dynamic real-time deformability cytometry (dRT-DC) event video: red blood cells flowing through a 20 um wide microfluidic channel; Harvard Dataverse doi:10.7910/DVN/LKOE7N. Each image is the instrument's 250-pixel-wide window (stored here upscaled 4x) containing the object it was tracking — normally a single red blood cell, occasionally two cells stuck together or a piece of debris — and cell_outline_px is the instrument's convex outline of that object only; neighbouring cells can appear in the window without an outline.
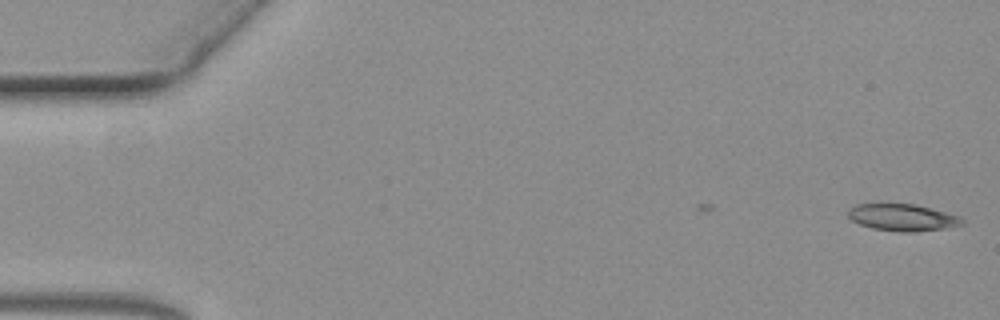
{"species": "common noctule bat (a hibernating species)", "species_latin": "Nyctalus noctula", "temperature_condition": "warm", "stored_images_in_passage": 52, "camera_frame_rate_fps": 3000, "um_per_image_px": 0.085, "animal": {"sex": "female", "body_mass_g": 19.3, "forearm_length_mm": 54.1}, "frame": {"image": 1, "passage_image": 1, "time_ms": 0.0, "image_size_px": [1000, 320], "cell_outline_px": [[964, 224], [944, 228], [916, 232], [900, 232], [872, 228], [860, 224], [852, 220], [848, 216], [848, 212], [856, 204], [880, 200], [916, 204], [960, 216], [964, 220]], "centroid_in_image_um": [76.67, 18.43], "position_along_channel_um": 8.3, "area_um2": 18.61}}
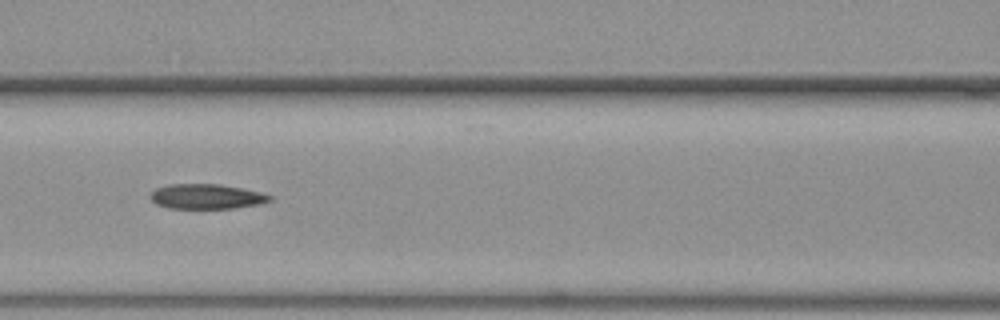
{"frame": {"image": 2, "passage_image": 26, "time_ms": 8.333, "image_size_px": [1000, 320], "cell_outline_px": [[272, 200], [260, 204], [232, 208], [168, 208], [156, 204], [148, 196], [156, 188], [168, 184], [220, 184], [260, 192], [272, 196]], "centroid_in_image_um": [17.53, 16.7], "position_along_channel_um": 149.1, "area_um2": 17.28}}
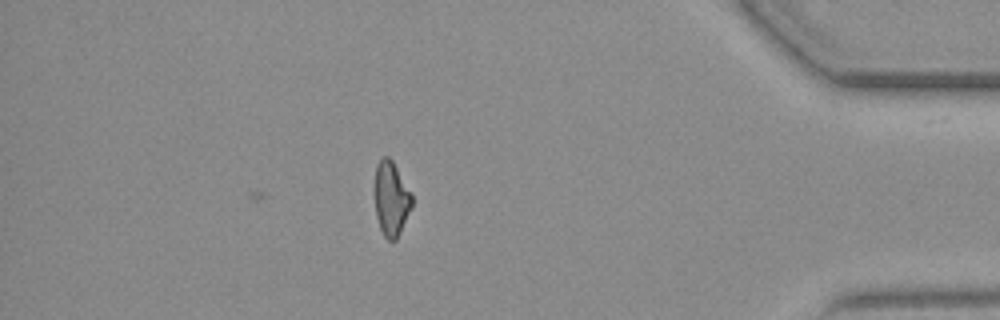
{"frame": {"image": 3, "passage_image": 52, "time_ms": 17.0, "image_size_px": [1000, 320], "cell_outline_px": [[412, 204], [400, 232], [396, 240], [388, 240], [384, 236], [380, 228], [376, 216], [376, 164], [384, 156], [388, 156], [392, 160], [412, 192]], "centroid_in_image_um": [33.27, 16.88], "position_along_channel_um": 401.9, "area_um2": 15.84}}